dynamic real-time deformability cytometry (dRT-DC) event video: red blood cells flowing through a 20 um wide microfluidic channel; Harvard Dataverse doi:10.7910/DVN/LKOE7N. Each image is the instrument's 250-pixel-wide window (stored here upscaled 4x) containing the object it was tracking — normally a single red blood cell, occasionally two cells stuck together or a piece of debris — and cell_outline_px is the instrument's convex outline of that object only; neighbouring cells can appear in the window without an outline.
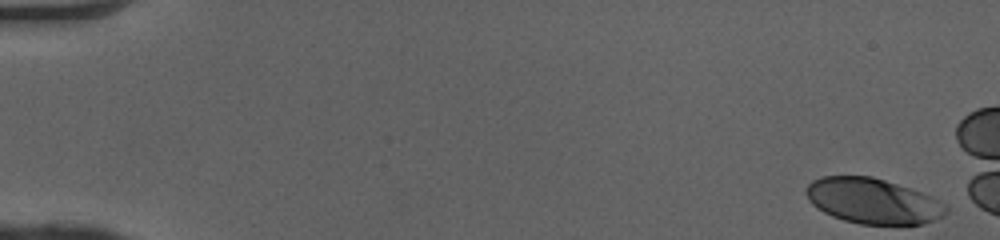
{"species": "human", "species_latin": "Homo sapiens", "temperature_condition": "cold", "stored_images_in_passage": 45, "camera_frame_rate_fps": 3000, "um_per_image_px": 0.085, "donor": {"sex": "female"}, "frame": {"image": 1, "passage_image": 1, "time_ms": 0.0, "image_size_px": [1000, 240], "cell_outline_px": [[948, 212], [944, 216], [924, 224], [860, 224], [844, 220], [832, 216], [816, 208], [808, 200], [804, 192], [808, 184], [812, 180], [824, 176], [872, 176], [932, 196], [940, 200], [948, 208]], "centroid_in_image_um": [74.18, 17.09], "position_along_channel_um": 10.8, "area_um2": 37.05}}
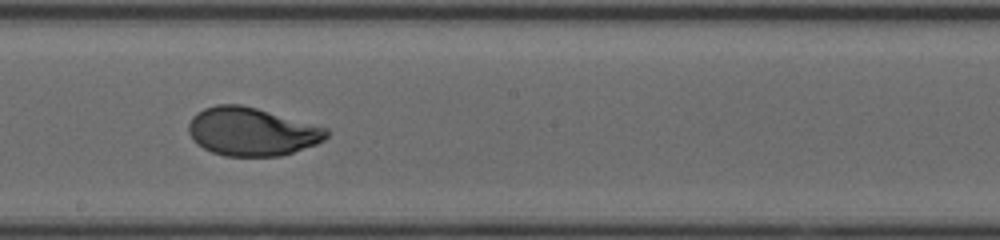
{"frame": {"image": 2, "passage_image": 29, "time_ms": 9.333, "image_size_px": [1000, 240], "cell_outline_px": [[328, 136], [324, 140], [316, 144], [280, 156], [224, 156], [212, 152], [196, 144], [192, 140], [188, 132], [188, 124], [192, 116], [196, 112], [204, 108], [216, 104], [240, 104], [256, 108], [328, 128]], "centroid_in_image_um": [21.35, 11.19], "position_along_channel_um": 226.8, "area_um2": 38.84}}
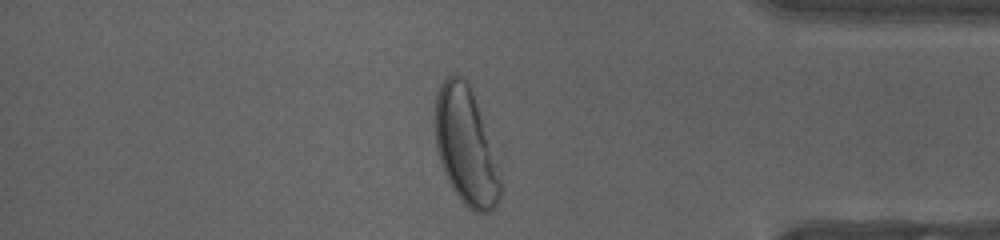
{"frame": {"image": 3, "passage_image": 43, "time_ms": 14.0, "image_size_px": [1000, 240], "cell_outline_px": [[500, 200], [492, 212], [476, 212], [468, 208], [460, 200], [452, 188], [444, 172], [436, 148], [436, 92], [440, 84], [452, 72], [456, 72], [468, 84], [472, 92], [480, 116], [500, 180]], "centroid_in_image_um": [39.55, 12.46], "position_along_channel_um": 395.7, "area_um2": 43.12}}